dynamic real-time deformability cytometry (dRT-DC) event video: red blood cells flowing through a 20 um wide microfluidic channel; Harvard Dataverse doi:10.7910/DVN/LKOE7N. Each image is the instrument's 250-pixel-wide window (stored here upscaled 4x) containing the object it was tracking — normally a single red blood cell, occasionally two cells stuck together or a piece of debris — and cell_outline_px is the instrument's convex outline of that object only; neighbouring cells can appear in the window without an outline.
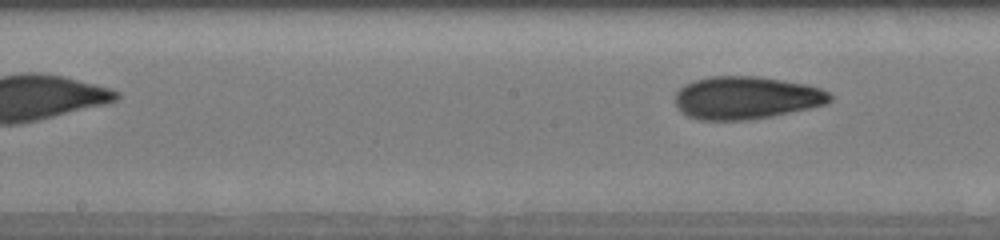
{"species": "human", "species_latin": "Homo sapiens", "temperature_condition": "cold", "stored_images_in_passage": 14, "segment_of_instrument_passage": [2, 2], "camera_frame_rate_fps": 3000, "um_per_image_px": 0.085, "donor": {"sex": "male"}, "frame": {"image": 1, "passage_image": 14, "time_ms": 7.333, "image_size_px": [1000, 240], "cell_outline_px": [[832, 100], [828, 104], [772, 116], [748, 120], [700, 120], [688, 116], [680, 112], [676, 104], [676, 92], [684, 84], [696, 80], [712, 76], [760, 76], [804, 84], [820, 88], [832, 92]], "centroid_in_image_um": [63.45, 8.31], "position_along_channel_um": 184.8, "area_um2": 38.73}}